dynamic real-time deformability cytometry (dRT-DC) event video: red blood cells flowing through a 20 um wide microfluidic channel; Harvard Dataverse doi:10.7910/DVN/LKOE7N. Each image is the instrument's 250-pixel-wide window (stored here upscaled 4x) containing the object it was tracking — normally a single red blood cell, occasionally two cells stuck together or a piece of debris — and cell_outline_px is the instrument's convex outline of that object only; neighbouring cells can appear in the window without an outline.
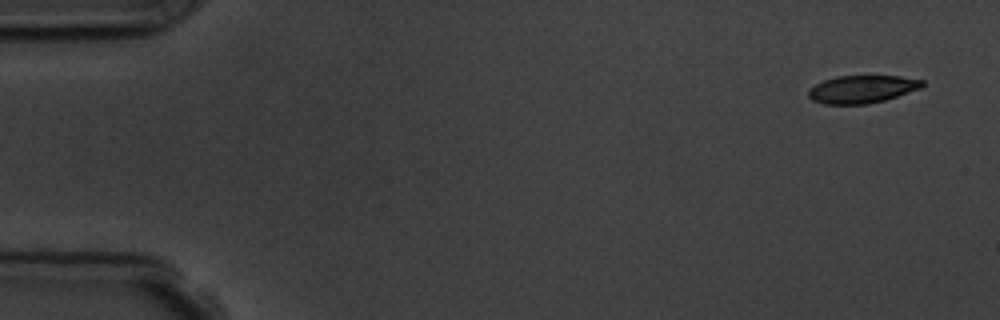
{"species": "common noctule bat (a hibernating species)", "species_latin": "Nyctalus noctula", "temperature_condition": "room temperature", "stored_images_in_passage": 8, "camera_frame_rate_fps": 3000, "um_per_image_px": 0.085, "animal": {"sex": "male", "body_mass_g": 19.5, "forearm_length_mm": 54.6}, "frame": {"image": 1, "passage_image": 1, "time_ms": 0.0, "image_size_px": [1000, 320], "cell_outline_px": [[924, 84], [920, 88], [884, 100], [868, 104], [824, 104], [812, 100], [808, 96], [808, 88], [824, 80], [836, 76], [900, 76], [924, 80]], "centroid_in_image_um": [73.24, 7.58], "position_along_channel_um": 11.8, "area_um2": 18.32}}
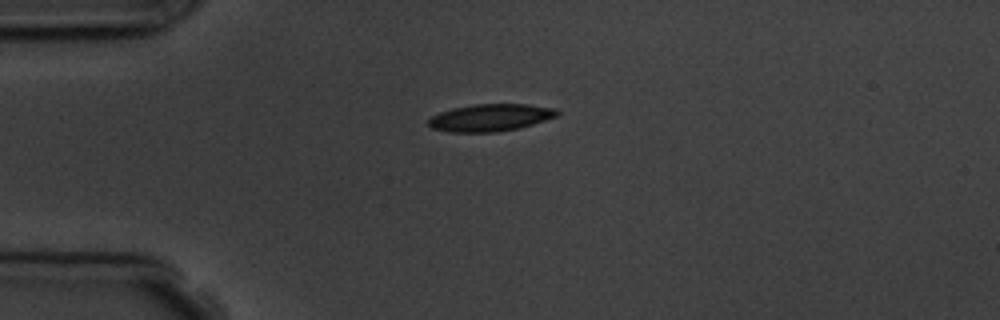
{"frame": {"image": 2, "passage_image": 4, "time_ms": 3.667, "image_size_px": [1000, 320], "cell_outline_px": [[560, 112], [556, 116], [520, 128], [496, 132], [448, 132], [432, 128], [428, 124], [428, 120], [432, 116], [440, 112], [452, 108], [476, 104], [528, 104], [556, 108]], "centroid_in_image_um": [41.68, 9.99], "position_along_channel_um": 43.3, "area_um2": 20.4}}